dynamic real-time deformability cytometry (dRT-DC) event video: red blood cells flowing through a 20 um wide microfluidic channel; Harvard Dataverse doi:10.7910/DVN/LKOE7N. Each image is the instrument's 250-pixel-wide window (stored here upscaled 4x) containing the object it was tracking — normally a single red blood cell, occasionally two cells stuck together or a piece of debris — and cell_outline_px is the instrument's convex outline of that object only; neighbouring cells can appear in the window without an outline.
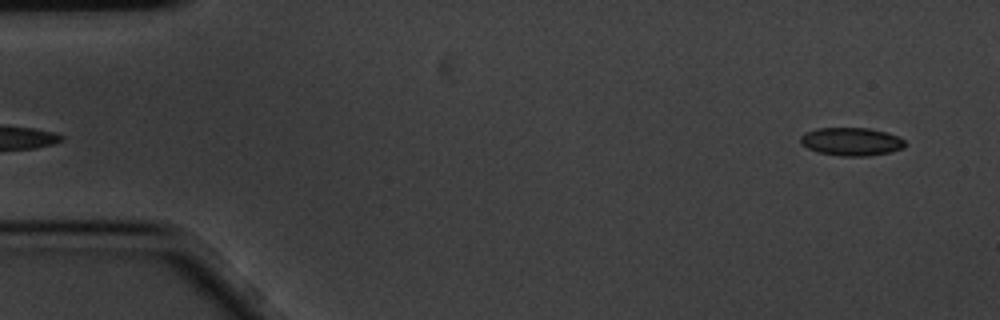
{"species": "common noctule bat (a hibernating species)", "species_latin": "Nyctalus noctula", "temperature_condition": "cold", "stored_images_in_passage": 4, "segment_of_instrument_passage": [2, 2], "camera_frame_rate_fps": 3000, "um_per_image_px": 0.085, "animal": {"sex": "male", "body_mass_g": 20.1, "forearm_length_mm": 53.5}, "frame": {"image": 1, "passage_image": 4, "time_ms": 1.0, "image_size_px": [1000, 320], "cell_outline_px": [[904, 148], [892, 152], [868, 156], [840, 156], [816, 152], [800, 144], [800, 136], [804, 132], [816, 128], [868, 128], [884, 132], [896, 136], [904, 140]], "centroid_in_image_um": [72.31, 12.04], "position_along_channel_um": 12.7, "area_um2": 17.22}}